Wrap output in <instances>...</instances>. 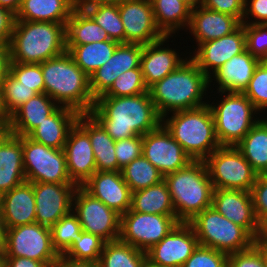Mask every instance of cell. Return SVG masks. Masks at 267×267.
<instances>
[{
    "label": "cell",
    "mask_w": 267,
    "mask_h": 267,
    "mask_svg": "<svg viewBox=\"0 0 267 267\" xmlns=\"http://www.w3.org/2000/svg\"><path fill=\"white\" fill-rule=\"evenodd\" d=\"M89 114L114 141L143 136L162 124L149 91L125 97L100 96Z\"/></svg>",
    "instance_id": "cell-1"
},
{
    "label": "cell",
    "mask_w": 267,
    "mask_h": 267,
    "mask_svg": "<svg viewBox=\"0 0 267 267\" xmlns=\"http://www.w3.org/2000/svg\"><path fill=\"white\" fill-rule=\"evenodd\" d=\"M207 88L209 78L188 56L178 68L152 85L149 93L157 112L163 118L175 111L208 104Z\"/></svg>",
    "instance_id": "cell-2"
},
{
    "label": "cell",
    "mask_w": 267,
    "mask_h": 267,
    "mask_svg": "<svg viewBox=\"0 0 267 267\" xmlns=\"http://www.w3.org/2000/svg\"><path fill=\"white\" fill-rule=\"evenodd\" d=\"M44 93L59 106L89 113L95 104L90 77L76 64L68 51L41 63Z\"/></svg>",
    "instance_id": "cell-3"
},
{
    "label": "cell",
    "mask_w": 267,
    "mask_h": 267,
    "mask_svg": "<svg viewBox=\"0 0 267 267\" xmlns=\"http://www.w3.org/2000/svg\"><path fill=\"white\" fill-rule=\"evenodd\" d=\"M66 23L15 20L10 62L40 64L66 51Z\"/></svg>",
    "instance_id": "cell-4"
},
{
    "label": "cell",
    "mask_w": 267,
    "mask_h": 267,
    "mask_svg": "<svg viewBox=\"0 0 267 267\" xmlns=\"http://www.w3.org/2000/svg\"><path fill=\"white\" fill-rule=\"evenodd\" d=\"M169 114L162 118V124L193 161H204L221 146L208 104Z\"/></svg>",
    "instance_id": "cell-5"
},
{
    "label": "cell",
    "mask_w": 267,
    "mask_h": 267,
    "mask_svg": "<svg viewBox=\"0 0 267 267\" xmlns=\"http://www.w3.org/2000/svg\"><path fill=\"white\" fill-rule=\"evenodd\" d=\"M176 219L188 223L211 207L214 187L204 161H192L187 167L164 176Z\"/></svg>",
    "instance_id": "cell-6"
},
{
    "label": "cell",
    "mask_w": 267,
    "mask_h": 267,
    "mask_svg": "<svg viewBox=\"0 0 267 267\" xmlns=\"http://www.w3.org/2000/svg\"><path fill=\"white\" fill-rule=\"evenodd\" d=\"M217 93H220L221 98L218 99L221 100L216 103L208 102L217 140L221 146H236L260 120L261 116H257L260 113L243 93L224 91Z\"/></svg>",
    "instance_id": "cell-7"
},
{
    "label": "cell",
    "mask_w": 267,
    "mask_h": 267,
    "mask_svg": "<svg viewBox=\"0 0 267 267\" xmlns=\"http://www.w3.org/2000/svg\"><path fill=\"white\" fill-rule=\"evenodd\" d=\"M201 246L231 254L251 248L255 238L242 226L233 223L212 206L188 222Z\"/></svg>",
    "instance_id": "cell-8"
},
{
    "label": "cell",
    "mask_w": 267,
    "mask_h": 267,
    "mask_svg": "<svg viewBox=\"0 0 267 267\" xmlns=\"http://www.w3.org/2000/svg\"><path fill=\"white\" fill-rule=\"evenodd\" d=\"M204 162L214 189L250 192L258 176L235 146H220Z\"/></svg>",
    "instance_id": "cell-9"
},
{
    "label": "cell",
    "mask_w": 267,
    "mask_h": 267,
    "mask_svg": "<svg viewBox=\"0 0 267 267\" xmlns=\"http://www.w3.org/2000/svg\"><path fill=\"white\" fill-rule=\"evenodd\" d=\"M23 165L30 183H73L68 175L63 149L37 143L22 136Z\"/></svg>",
    "instance_id": "cell-10"
},
{
    "label": "cell",
    "mask_w": 267,
    "mask_h": 267,
    "mask_svg": "<svg viewBox=\"0 0 267 267\" xmlns=\"http://www.w3.org/2000/svg\"><path fill=\"white\" fill-rule=\"evenodd\" d=\"M4 257H25L54 267L59 254L53 248L51 230L38 223L6 229Z\"/></svg>",
    "instance_id": "cell-11"
},
{
    "label": "cell",
    "mask_w": 267,
    "mask_h": 267,
    "mask_svg": "<svg viewBox=\"0 0 267 267\" xmlns=\"http://www.w3.org/2000/svg\"><path fill=\"white\" fill-rule=\"evenodd\" d=\"M178 223L176 215L138 213L129 209L121 215L119 240L147 252Z\"/></svg>",
    "instance_id": "cell-12"
},
{
    "label": "cell",
    "mask_w": 267,
    "mask_h": 267,
    "mask_svg": "<svg viewBox=\"0 0 267 267\" xmlns=\"http://www.w3.org/2000/svg\"><path fill=\"white\" fill-rule=\"evenodd\" d=\"M73 213L82 230L99 236L105 242L119 240L121 215L78 186L73 197Z\"/></svg>",
    "instance_id": "cell-13"
},
{
    "label": "cell",
    "mask_w": 267,
    "mask_h": 267,
    "mask_svg": "<svg viewBox=\"0 0 267 267\" xmlns=\"http://www.w3.org/2000/svg\"><path fill=\"white\" fill-rule=\"evenodd\" d=\"M198 245L193 227L180 222L146 252L147 266L182 267Z\"/></svg>",
    "instance_id": "cell-14"
},
{
    "label": "cell",
    "mask_w": 267,
    "mask_h": 267,
    "mask_svg": "<svg viewBox=\"0 0 267 267\" xmlns=\"http://www.w3.org/2000/svg\"><path fill=\"white\" fill-rule=\"evenodd\" d=\"M142 146V155L163 176L183 169L193 161L163 124L142 136Z\"/></svg>",
    "instance_id": "cell-15"
},
{
    "label": "cell",
    "mask_w": 267,
    "mask_h": 267,
    "mask_svg": "<svg viewBox=\"0 0 267 267\" xmlns=\"http://www.w3.org/2000/svg\"><path fill=\"white\" fill-rule=\"evenodd\" d=\"M77 187L74 183H33L36 223L51 228L72 212Z\"/></svg>",
    "instance_id": "cell-16"
},
{
    "label": "cell",
    "mask_w": 267,
    "mask_h": 267,
    "mask_svg": "<svg viewBox=\"0 0 267 267\" xmlns=\"http://www.w3.org/2000/svg\"><path fill=\"white\" fill-rule=\"evenodd\" d=\"M118 10L125 31V43L147 45L164 37L158 29L150 0H122Z\"/></svg>",
    "instance_id": "cell-17"
},
{
    "label": "cell",
    "mask_w": 267,
    "mask_h": 267,
    "mask_svg": "<svg viewBox=\"0 0 267 267\" xmlns=\"http://www.w3.org/2000/svg\"><path fill=\"white\" fill-rule=\"evenodd\" d=\"M194 49L189 57L209 78L225 62L246 50L244 26L241 24L234 32L199 44Z\"/></svg>",
    "instance_id": "cell-18"
},
{
    "label": "cell",
    "mask_w": 267,
    "mask_h": 267,
    "mask_svg": "<svg viewBox=\"0 0 267 267\" xmlns=\"http://www.w3.org/2000/svg\"><path fill=\"white\" fill-rule=\"evenodd\" d=\"M142 53V44L119 43L112 57L90 76L93 98L96 100L104 95L123 72L140 68Z\"/></svg>",
    "instance_id": "cell-19"
},
{
    "label": "cell",
    "mask_w": 267,
    "mask_h": 267,
    "mask_svg": "<svg viewBox=\"0 0 267 267\" xmlns=\"http://www.w3.org/2000/svg\"><path fill=\"white\" fill-rule=\"evenodd\" d=\"M63 150L71 181L82 186L96 173V161L89 135L77 122L69 131Z\"/></svg>",
    "instance_id": "cell-20"
},
{
    "label": "cell",
    "mask_w": 267,
    "mask_h": 267,
    "mask_svg": "<svg viewBox=\"0 0 267 267\" xmlns=\"http://www.w3.org/2000/svg\"><path fill=\"white\" fill-rule=\"evenodd\" d=\"M217 212L233 223L244 227L254 238L259 230V222L249 191L214 189L212 205Z\"/></svg>",
    "instance_id": "cell-21"
},
{
    "label": "cell",
    "mask_w": 267,
    "mask_h": 267,
    "mask_svg": "<svg viewBox=\"0 0 267 267\" xmlns=\"http://www.w3.org/2000/svg\"><path fill=\"white\" fill-rule=\"evenodd\" d=\"M82 187L120 215L131 209L132 192L121 171L96 172Z\"/></svg>",
    "instance_id": "cell-22"
},
{
    "label": "cell",
    "mask_w": 267,
    "mask_h": 267,
    "mask_svg": "<svg viewBox=\"0 0 267 267\" xmlns=\"http://www.w3.org/2000/svg\"><path fill=\"white\" fill-rule=\"evenodd\" d=\"M170 38L171 36H164L156 42L143 45L140 68L148 89L187 60L186 55L185 58L181 57L182 54L179 55L176 47L172 49L165 45Z\"/></svg>",
    "instance_id": "cell-23"
},
{
    "label": "cell",
    "mask_w": 267,
    "mask_h": 267,
    "mask_svg": "<svg viewBox=\"0 0 267 267\" xmlns=\"http://www.w3.org/2000/svg\"><path fill=\"white\" fill-rule=\"evenodd\" d=\"M241 24L236 17L199 5L191 10L187 31L189 30L198 46L234 32Z\"/></svg>",
    "instance_id": "cell-24"
},
{
    "label": "cell",
    "mask_w": 267,
    "mask_h": 267,
    "mask_svg": "<svg viewBox=\"0 0 267 267\" xmlns=\"http://www.w3.org/2000/svg\"><path fill=\"white\" fill-rule=\"evenodd\" d=\"M259 62L260 60L247 50L233 56L209 77L210 91L212 90L211 83L214 80L216 82L213 83H217V91L243 93Z\"/></svg>",
    "instance_id": "cell-25"
},
{
    "label": "cell",
    "mask_w": 267,
    "mask_h": 267,
    "mask_svg": "<svg viewBox=\"0 0 267 267\" xmlns=\"http://www.w3.org/2000/svg\"><path fill=\"white\" fill-rule=\"evenodd\" d=\"M0 211L6 229L36 223L33 183L26 181L1 195Z\"/></svg>",
    "instance_id": "cell-26"
},
{
    "label": "cell",
    "mask_w": 267,
    "mask_h": 267,
    "mask_svg": "<svg viewBox=\"0 0 267 267\" xmlns=\"http://www.w3.org/2000/svg\"><path fill=\"white\" fill-rule=\"evenodd\" d=\"M24 182L22 136L7 132L0 140V196Z\"/></svg>",
    "instance_id": "cell-27"
},
{
    "label": "cell",
    "mask_w": 267,
    "mask_h": 267,
    "mask_svg": "<svg viewBox=\"0 0 267 267\" xmlns=\"http://www.w3.org/2000/svg\"><path fill=\"white\" fill-rule=\"evenodd\" d=\"M79 115L73 108L59 106L28 137L45 146L63 149L69 131L76 124Z\"/></svg>",
    "instance_id": "cell-28"
},
{
    "label": "cell",
    "mask_w": 267,
    "mask_h": 267,
    "mask_svg": "<svg viewBox=\"0 0 267 267\" xmlns=\"http://www.w3.org/2000/svg\"><path fill=\"white\" fill-rule=\"evenodd\" d=\"M58 107L46 93L37 94L11 115L8 132L17 136H28Z\"/></svg>",
    "instance_id": "cell-29"
},
{
    "label": "cell",
    "mask_w": 267,
    "mask_h": 267,
    "mask_svg": "<svg viewBox=\"0 0 267 267\" xmlns=\"http://www.w3.org/2000/svg\"><path fill=\"white\" fill-rule=\"evenodd\" d=\"M77 123L88 133L96 161V172L117 171L115 141L89 114H80Z\"/></svg>",
    "instance_id": "cell-30"
},
{
    "label": "cell",
    "mask_w": 267,
    "mask_h": 267,
    "mask_svg": "<svg viewBox=\"0 0 267 267\" xmlns=\"http://www.w3.org/2000/svg\"><path fill=\"white\" fill-rule=\"evenodd\" d=\"M73 10L72 0H22L15 19L67 23Z\"/></svg>",
    "instance_id": "cell-31"
},
{
    "label": "cell",
    "mask_w": 267,
    "mask_h": 267,
    "mask_svg": "<svg viewBox=\"0 0 267 267\" xmlns=\"http://www.w3.org/2000/svg\"><path fill=\"white\" fill-rule=\"evenodd\" d=\"M150 1L155 23L164 36L173 38L181 29L187 32L192 9L186 3L181 0Z\"/></svg>",
    "instance_id": "cell-32"
},
{
    "label": "cell",
    "mask_w": 267,
    "mask_h": 267,
    "mask_svg": "<svg viewBox=\"0 0 267 267\" xmlns=\"http://www.w3.org/2000/svg\"><path fill=\"white\" fill-rule=\"evenodd\" d=\"M131 210L138 213L176 215L164 180L148 188L132 192Z\"/></svg>",
    "instance_id": "cell-33"
},
{
    "label": "cell",
    "mask_w": 267,
    "mask_h": 267,
    "mask_svg": "<svg viewBox=\"0 0 267 267\" xmlns=\"http://www.w3.org/2000/svg\"><path fill=\"white\" fill-rule=\"evenodd\" d=\"M257 172L267 173V118L263 116L235 146Z\"/></svg>",
    "instance_id": "cell-34"
},
{
    "label": "cell",
    "mask_w": 267,
    "mask_h": 267,
    "mask_svg": "<svg viewBox=\"0 0 267 267\" xmlns=\"http://www.w3.org/2000/svg\"><path fill=\"white\" fill-rule=\"evenodd\" d=\"M66 46L111 40L85 11L74 9L65 26Z\"/></svg>",
    "instance_id": "cell-35"
},
{
    "label": "cell",
    "mask_w": 267,
    "mask_h": 267,
    "mask_svg": "<svg viewBox=\"0 0 267 267\" xmlns=\"http://www.w3.org/2000/svg\"><path fill=\"white\" fill-rule=\"evenodd\" d=\"M119 42L106 40L89 44L66 46V51L89 77L113 55Z\"/></svg>",
    "instance_id": "cell-36"
},
{
    "label": "cell",
    "mask_w": 267,
    "mask_h": 267,
    "mask_svg": "<svg viewBox=\"0 0 267 267\" xmlns=\"http://www.w3.org/2000/svg\"><path fill=\"white\" fill-rule=\"evenodd\" d=\"M98 267H146V252L120 240L105 242Z\"/></svg>",
    "instance_id": "cell-37"
},
{
    "label": "cell",
    "mask_w": 267,
    "mask_h": 267,
    "mask_svg": "<svg viewBox=\"0 0 267 267\" xmlns=\"http://www.w3.org/2000/svg\"><path fill=\"white\" fill-rule=\"evenodd\" d=\"M121 173L131 192L148 188L164 180L163 174L143 155L121 169Z\"/></svg>",
    "instance_id": "cell-38"
},
{
    "label": "cell",
    "mask_w": 267,
    "mask_h": 267,
    "mask_svg": "<svg viewBox=\"0 0 267 267\" xmlns=\"http://www.w3.org/2000/svg\"><path fill=\"white\" fill-rule=\"evenodd\" d=\"M84 11L107 32L110 39L125 43V31L118 5L92 6Z\"/></svg>",
    "instance_id": "cell-39"
},
{
    "label": "cell",
    "mask_w": 267,
    "mask_h": 267,
    "mask_svg": "<svg viewBox=\"0 0 267 267\" xmlns=\"http://www.w3.org/2000/svg\"><path fill=\"white\" fill-rule=\"evenodd\" d=\"M50 230L53 248L59 255L64 254L83 231L73 211L57 221Z\"/></svg>",
    "instance_id": "cell-40"
},
{
    "label": "cell",
    "mask_w": 267,
    "mask_h": 267,
    "mask_svg": "<svg viewBox=\"0 0 267 267\" xmlns=\"http://www.w3.org/2000/svg\"><path fill=\"white\" fill-rule=\"evenodd\" d=\"M105 241L99 236L82 231L64 256L77 261L97 263L102 253Z\"/></svg>",
    "instance_id": "cell-41"
},
{
    "label": "cell",
    "mask_w": 267,
    "mask_h": 267,
    "mask_svg": "<svg viewBox=\"0 0 267 267\" xmlns=\"http://www.w3.org/2000/svg\"><path fill=\"white\" fill-rule=\"evenodd\" d=\"M141 68L130 69L123 72L114 80L111 88L102 96L125 97L140 95L148 92Z\"/></svg>",
    "instance_id": "cell-42"
},
{
    "label": "cell",
    "mask_w": 267,
    "mask_h": 267,
    "mask_svg": "<svg viewBox=\"0 0 267 267\" xmlns=\"http://www.w3.org/2000/svg\"><path fill=\"white\" fill-rule=\"evenodd\" d=\"M3 101L11 116L20 106L38 93L30 87L20 84L9 72L2 82Z\"/></svg>",
    "instance_id": "cell-43"
},
{
    "label": "cell",
    "mask_w": 267,
    "mask_h": 267,
    "mask_svg": "<svg viewBox=\"0 0 267 267\" xmlns=\"http://www.w3.org/2000/svg\"><path fill=\"white\" fill-rule=\"evenodd\" d=\"M243 94L259 113H266L264 111L267 110V61L259 62Z\"/></svg>",
    "instance_id": "cell-44"
},
{
    "label": "cell",
    "mask_w": 267,
    "mask_h": 267,
    "mask_svg": "<svg viewBox=\"0 0 267 267\" xmlns=\"http://www.w3.org/2000/svg\"><path fill=\"white\" fill-rule=\"evenodd\" d=\"M9 73L20 84L30 87L38 94L44 93V80L42 75L41 63L40 64H25L10 62Z\"/></svg>",
    "instance_id": "cell-45"
},
{
    "label": "cell",
    "mask_w": 267,
    "mask_h": 267,
    "mask_svg": "<svg viewBox=\"0 0 267 267\" xmlns=\"http://www.w3.org/2000/svg\"><path fill=\"white\" fill-rule=\"evenodd\" d=\"M246 50L260 61H267V24H242Z\"/></svg>",
    "instance_id": "cell-46"
},
{
    "label": "cell",
    "mask_w": 267,
    "mask_h": 267,
    "mask_svg": "<svg viewBox=\"0 0 267 267\" xmlns=\"http://www.w3.org/2000/svg\"><path fill=\"white\" fill-rule=\"evenodd\" d=\"M228 254L198 245L182 267H227Z\"/></svg>",
    "instance_id": "cell-47"
},
{
    "label": "cell",
    "mask_w": 267,
    "mask_h": 267,
    "mask_svg": "<svg viewBox=\"0 0 267 267\" xmlns=\"http://www.w3.org/2000/svg\"><path fill=\"white\" fill-rule=\"evenodd\" d=\"M142 152V136L115 141L117 171H121L126 165L141 156Z\"/></svg>",
    "instance_id": "cell-48"
},
{
    "label": "cell",
    "mask_w": 267,
    "mask_h": 267,
    "mask_svg": "<svg viewBox=\"0 0 267 267\" xmlns=\"http://www.w3.org/2000/svg\"><path fill=\"white\" fill-rule=\"evenodd\" d=\"M227 267H265V248L254 244L247 250L228 254Z\"/></svg>",
    "instance_id": "cell-49"
},
{
    "label": "cell",
    "mask_w": 267,
    "mask_h": 267,
    "mask_svg": "<svg viewBox=\"0 0 267 267\" xmlns=\"http://www.w3.org/2000/svg\"><path fill=\"white\" fill-rule=\"evenodd\" d=\"M254 213L258 222L267 217V175L258 174L250 190Z\"/></svg>",
    "instance_id": "cell-50"
},
{
    "label": "cell",
    "mask_w": 267,
    "mask_h": 267,
    "mask_svg": "<svg viewBox=\"0 0 267 267\" xmlns=\"http://www.w3.org/2000/svg\"><path fill=\"white\" fill-rule=\"evenodd\" d=\"M245 0H201L207 9L236 17L241 23L244 16Z\"/></svg>",
    "instance_id": "cell-51"
},
{
    "label": "cell",
    "mask_w": 267,
    "mask_h": 267,
    "mask_svg": "<svg viewBox=\"0 0 267 267\" xmlns=\"http://www.w3.org/2000/svg\"><path fill=\"white\" fill-rule=\"evenodd\" d=\"M242 24H267V0H245Z\"/></svg>",
    "instance_id": "cell-52"
},
{
    "label": "cell",
    "mask_w": 267,
    "mask_h": 267,
    "mask_svg": "<svg viewBox=\"0 0 267 267\" xmlns=\"http://www.w3.org/2000/svg\"><path fill=\"white\" fill-rule=\"evenodd\" d=\"M15 20V14L0 6V43L10 44Z\"/></svg>",
    "instance_id": "cell-53"
},
{
    "label": "cell",
    "mask_w": 267,
    "mask_h": 267,
    "mask_svg": "<svg viewBox=\"0 0 267 267\" xmlns=\"http://www.w3.org/2000/svg\"><path fill=\"white\" fill-rule=\"evenodd\" d=\"M4 267H48L44 262L25 257H4Z\"/></svg>",
    "instance_id": "cell-54"
},
{
    "label": "cell",
    "mask_w": 267,
    "mask_h": 267,
    "mask_svg": "<svg viewBox=\"0 0 267 267\" xmlns=\"http://www.w3.org/2000/svg\"><path fill=\"white\" fill-rule=\"evenodd\" d=\"M10 52L9 45L0 43V86L9 72Z\"/></svg>",
    "instance_id": "cell-55"
},
{
    "label": "cell",
    "mask_w": 267,
    "mask_h": 267,
    "mask_svg": "<svg viewBox=\"0 0 267 267\" xmlns=\"http://www.w3.org/2000/svg\"><path fill=\"white\" fill-rule=\"evenodd\" d=\"M54 267H98V263L90 261H77L60 254Z\"/></svg>",
    "instance_id": "cell-56"
},
{
    "label": "cell",
    "mask_w": 267,
    "mask_h": 267,
    "mask_svg": "<svg viewBox=\"0 0 267 267\" xmlns=\"http://www.w3.org/2000/svg\"><path fill=\"white\" fill-rule=\"evenodd\" d=\"M122 0H72L74 9L76 10H85L92 6L98 5H118Z\"/></svg>",
    "instance_id": "cell-57"
},
{
    "label": "cell",
    "mask_w": 267,
    "mask_h": 267,
    "mask_svg": "<svg viewBox=\"0 0 267 267\" xmlns=\"http://www.w3.org/2000/svg\"><path fill=\"white\" fill-rule=\"evenodd\" d=\"M255 244L267 249V217L259 222V230L255 238Z\"/></svg>",
    "instance_id": "cell-58"
},
{
    "label": "cell",
    "mask_w": 267,
    "mask_h": 267,
    "mask_svg": "<svg viewBox=\"0 0 267 267\" xmlns=\"http://www.w3.org/2000/svg\"><path fill=\"white\" fill-rule=\"evenodd\" d=\"M21 2L22 0H0V6L8 9L16 15L20 8Z\"/></svg>",
    "instance_id": "cell-59"
},
{
    "label": "cell",
    "mask_w": 267,
    "mask_h": 267,
    "mask_svg": "<svg viewBox=\"0 0 267 267\" xmlns=\"http://www.w3.org/2000/svg\"><path fill=\"white\" fill-rule=\"evenodd\" d=\"M11 116L8 114L3 101L2 87L0 86V121L5 122L7 125L10 123Z\"/></svg>",
    "instance_id": "cell-60"
},
{
    "label": "cell",
    "mask_w": 267,
    "mask_h": 267,
    "mask_svg": "<svg viewBox=\"0 0 267 267\" xmlns=\"http://www.w3.org/2000/svg\"><path fill=\"white\" fill-rule=\"evenodd\" d=\"M6 227L0 211V249H3L5 244Z\"/></svg>",
    "instance_id": "cell-61"
},
{
    "label": "cell",
    "mask_w": 267,
    "mask_h": 267,
    "mask_svg": "<svg viewBox=\"0 0 267 267\" xmlns=\"http://www.w3.org/2000/svg\"><path fill=\"white\" fill-rule=\"evenodd\" d=\"M186 3L191 9L196 8L201 4V0H181Z\"/></svg>",
    "instance_id": "cell-62"
},
{
    "label": "cell",
    "mask_w": 267,
    "mask_h": 267,
    "mask_svg": "<svg viewBox=\"0 0 267 267\" xmlns=\"http://www.w3.org/2000/svg\"><path fill=\"white\" fill-rule=\"evenodd\" d=\"M8 132V125L5 122L0 121V140Z\"/></svg>",
    "instance_id": "cell-63"
},
{
    "label": "cell",
    "mask_w": 267,
    "mask_h": 267,
    "mask_svg": "<svg viewBox=\"0 0 267 267\" xmlns=\"http://www.w3.org/2000/svg\"><path fill=\"white\" fill-rule=\"evenodd\" d=\"M0 267H4V252L0 249Z\"/></svg>",
    "instance_id": "cell-64"
},
{
    "label": "cell",
    "mask_w": 267,
    "mask_h": 267,
    "mask_svg": "<svg viewBox=\"0 0 267 267\" xmlns=\"http://www.w3.org/2000/svg\"><path fill=\"white\" fill-rule=\"evenodd\" d=\"M265 267H267V249L265 248Z\"/></svg>",
    "instance_id": "cell-65"
}]
</instances>
